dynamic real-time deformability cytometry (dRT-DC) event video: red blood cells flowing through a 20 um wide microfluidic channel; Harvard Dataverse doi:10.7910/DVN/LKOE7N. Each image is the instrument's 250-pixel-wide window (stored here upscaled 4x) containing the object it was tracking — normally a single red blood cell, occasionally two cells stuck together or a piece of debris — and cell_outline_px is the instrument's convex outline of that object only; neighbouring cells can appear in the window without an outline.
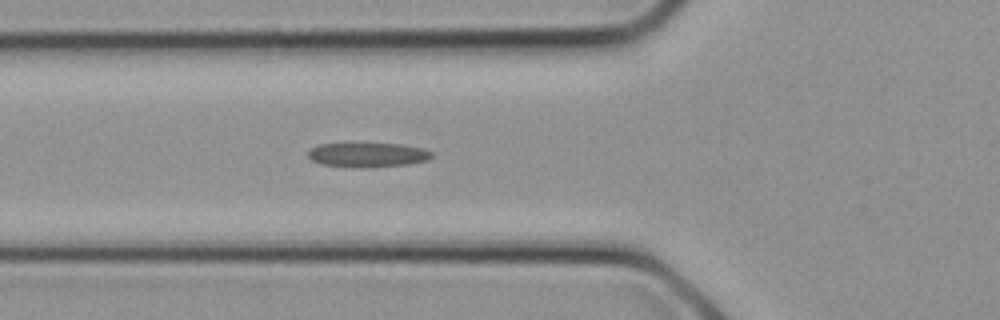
{"species": "common noctule bat (a hibernating species)", "species_latin": "Nyctalus noctula", "temperature_condition": "cold", "stored_images_in_passage": 3, "camera_frame_rate_fps": 3000, "um_per_image_px": 0.085, "animal": {"sex": "female", "body_mass_g": 21.9}, "frame": {"image": 1, "passage_image": 3, "time_ms": 0.667, "image_size_px": [1000, 320], "cell_outline_px": [[432, 156], [424, 160], [408, 164], [364, 168], [352, 168], [320, 164], [312, 160], [308, 156], [308, 148], [320, 144], [400, 144], [424, 148], [432, 152]], "centroid_in_image_um": [31.2, 13.17], "position_along_channel_um": 94.6, "area_um2": 17.63}}